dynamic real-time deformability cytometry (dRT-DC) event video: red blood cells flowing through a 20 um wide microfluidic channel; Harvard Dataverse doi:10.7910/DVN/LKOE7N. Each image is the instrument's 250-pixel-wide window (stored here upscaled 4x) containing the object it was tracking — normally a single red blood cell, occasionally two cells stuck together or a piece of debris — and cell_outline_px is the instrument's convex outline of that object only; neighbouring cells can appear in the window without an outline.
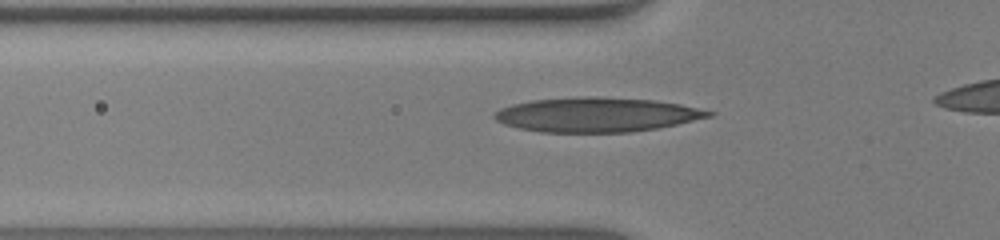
{"species": "human", "species_latin": "Homo sapiens", "temperature_condition": "warm", "stored_images_in_passage": 33, "camera_frame_rate_fps": 3000, "um_per_image_px": 0.085, "donor": {"sex": "male"}, "frame": {"image": 1, "passage_image": 6, "time_ms": 1.667, "image_size_px": [1000, 240], "cell_outline_px": [[716, 112], [712, 116], [676, 124], [656, 128], [628, 132], [540, 132], [520, 128], [504, 124], [496, 120], [492, 116], [500, 108], [512, 104], [532, 100], [584, 96], [596, 96], [656, 100], [680, 104]], "centroid_in_image_um": [50.7, 9.74], "position_along_channel_um": 75.1, "area_um2": 42.95}}
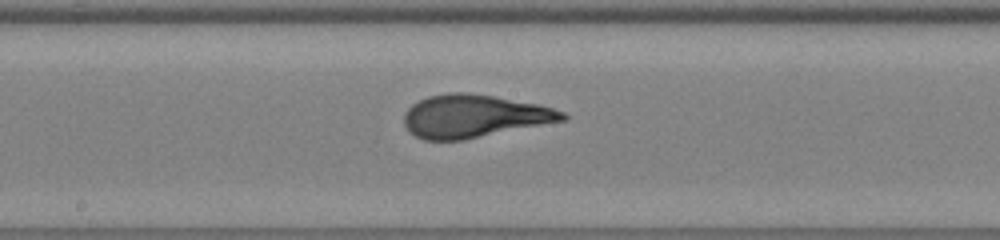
{"frame": {"image": 2, "passage_image": 16, "time_ms": 5.0, "image_size_px": [1000, 240], "cell_outline_px": [[568, 120], [464, 140], [424, 140], [416, 136], [404, 124], [404, 112], [412, 104], [428, 96], [448, 92], [464, 92], [492, 96], [536, 104], [552, 108], [564, 112], [568, 116]], "centroid_in_image_um": [40.3, 9.88], "position_along_channel_um": 207.9, "area_um2": 39.48}}
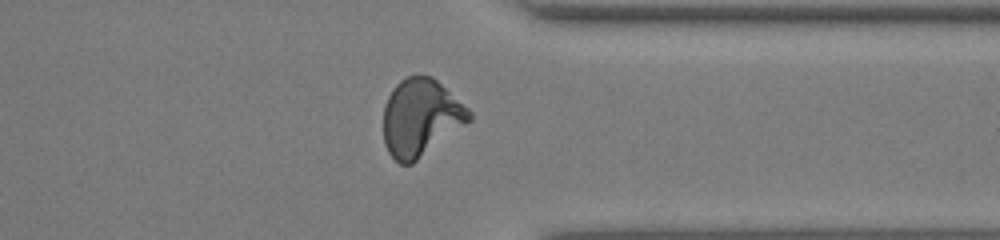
{"frame": {"image": 3, "passage_image": 29, "time_ms": 9.333, "image_size_px": [1000, 240], "cell_outline_px": [[472, 120], [412, 164], [400, 164], [388, 152], [384, 144], [384, 104], [392, 88], [400, 80], [408, 76], [432, 76], [468, 108], [472, 112]], "centroid_in_image_um": [35.75, 10.0], "position_along_channel_um": 375.6, "area_um2": 38.55}}